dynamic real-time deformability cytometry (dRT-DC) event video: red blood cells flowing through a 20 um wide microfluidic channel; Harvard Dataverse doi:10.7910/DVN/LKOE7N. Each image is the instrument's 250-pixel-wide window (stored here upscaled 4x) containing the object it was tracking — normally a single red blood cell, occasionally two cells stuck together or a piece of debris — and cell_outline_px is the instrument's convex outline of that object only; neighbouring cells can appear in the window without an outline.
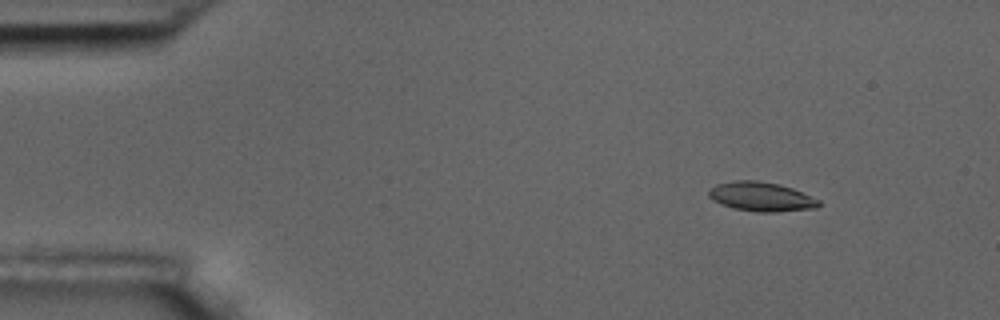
{"species": "common noctule bat (a hibernating species)", "species_latin": "Nyctalus noctula", "temperature_condition": "room temperature", "stored_images_in_passage": 3, "camera_frame_rate_fps": 3000, "um_per_image_px": 0.085, "animal": {"sex": "male", "body_mass_g": 17.5, "forearm_length_mm": 52.3}, "frame": {"image": 1, "passage_image": 1, "time_ms": 0.0, "image_size_px": [1000, 320], "cell_outline_px": [[820, 204], [816, 208], [776, 212], [756, 212], [732, 208], [712, 200], [708, 196], [708, 188], [716, 184], [736, 180], [756, 180], [780, 184], [792, 188], [820, 200]], "centroid_in_image_um": [64.67, 16.71], "position_along_channel_um": 20.3, "area_um2": 18.9}}